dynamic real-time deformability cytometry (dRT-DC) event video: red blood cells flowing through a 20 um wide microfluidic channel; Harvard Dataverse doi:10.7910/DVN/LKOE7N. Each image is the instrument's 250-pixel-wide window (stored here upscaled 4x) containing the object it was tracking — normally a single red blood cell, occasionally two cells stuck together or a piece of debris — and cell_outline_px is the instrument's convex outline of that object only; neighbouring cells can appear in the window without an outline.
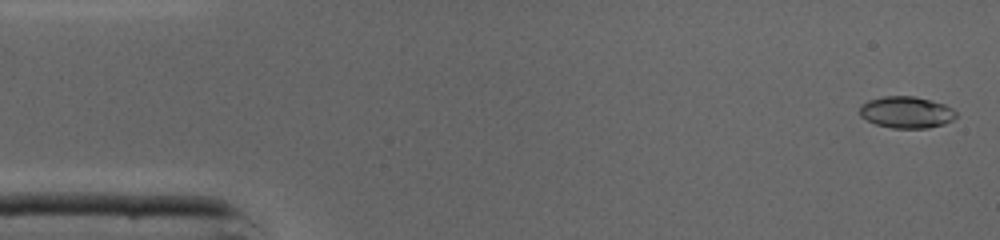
{"species": "common noctule bat (a hibernating species)", "species_latin": "Nyctalus noctula", "temperature_condition": "cold", "stored_images_in_passage": 45, "camera_frame_rate_fps": 3000, "um_per_image_px": 0.085, "animal": {"sex": "male", "body_mass_g": 19.0, "forearm_length_mm": 50.8}, "frame": {"image": 1, "passage_image": 1, "time_ms": 0.0, "image_size_px": [1000, 240], "cell_outline_px": [[956, 116], [952, 120], [944, 124], [928, 128], [892, 128], [876, 124], [860, 116], [860, 104], [868, 100], [884, 96], [916, 96], [944, 104], [952, 108], [956, 112]], "centroid_in_image_um": [77.04, 9.54], "position_along_channel_um": 8.0, "area_um2": 17.8}}
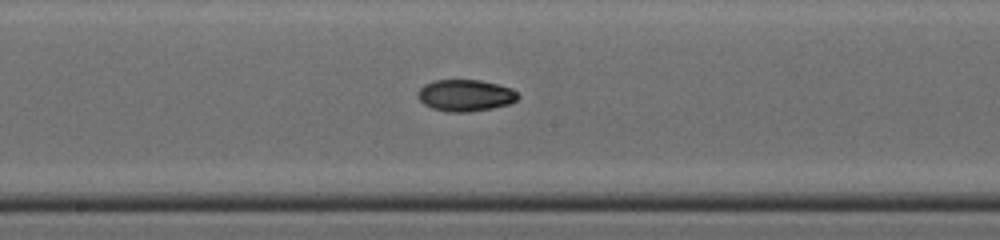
{"frame": {"image": 2, "passage_image": 23, "time_ms": 7.333, "image_size_px": [1000, 240], "cell_outline_px": [[520, 96], [516, 100], [508, 104], [492, 108], [468, 112], [452, 112], [432, 108], [424, 104], [416, 96], [416, 92], [424, 84], [436, 80], [480, 80], [496, 84], [508, 88], [516, 92]], "centroid_in_image_um": [39.51, 8.11], "position_along_channel_um": 208.7, "area_um2": 18.32}}
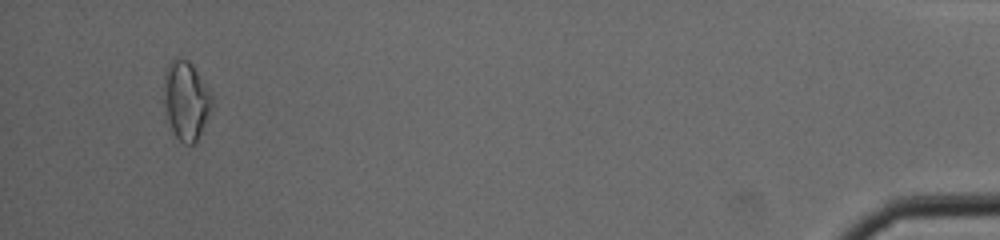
{"frame": {"image": 3, "passage_image": 43, "time_ms": 14.0, "image_size_px": [1000, 240], "cell_outline_px": [[212, 104], [196, 144], [184, 144], [176, 136], [168, 120], [164, 96], [164, 76], [168, 64], [172, 60], [188, 60], [192, 64], [212, 96]], "centroid_in_image_um": [15.81, 8.55], "position_along_channel_um": 419.4, "area_um2": 21.33}, "authors_computed_cell_mechanics": {"area_um2": 18.0336, "velocity_mm_per_s": 4.3843, "shape_relaxation_time_tau1_ms": 5.4583, "shape_relaxation_time_tau2_ms": null, "deformation_change_tau1": 0.1426, "deformation_change_tau2": null}}